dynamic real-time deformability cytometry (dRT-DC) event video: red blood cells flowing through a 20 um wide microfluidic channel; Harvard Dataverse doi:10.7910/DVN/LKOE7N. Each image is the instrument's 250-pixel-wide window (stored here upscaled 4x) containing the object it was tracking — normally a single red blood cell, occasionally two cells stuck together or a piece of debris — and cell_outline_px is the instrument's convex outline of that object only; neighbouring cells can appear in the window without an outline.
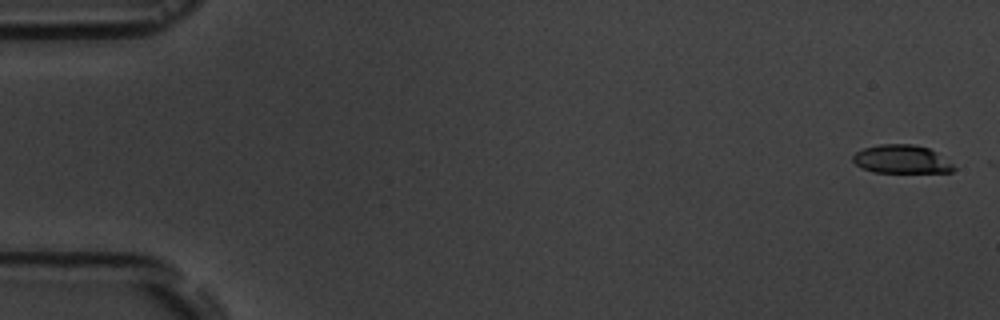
{"species": "common noctule bat (a hibernating species)", "species_latin": "Nyctalus noctula", "temperature_condition": "room temperature", "stored_images_in_passage": 5, "camera_frame_rate_fps": 3000, "um_per_image_px": 0.085, "animal": {"sex": "male", "body_mass_g": 19.5, "forearm_length_mm": 54.6}, "frame": {"image": 1, "passage_image": 1, "time_ms": 0.0, "image_size_px": [1000, 320], "cell_outline_px": [[956, 168], [952, 172], [872, 172], [856, 164], [852, 160], [852, 156], [856, 152], [864, 148], [880, 144], [912, 144], [928, 148], [936, 152], [952, 164]], "centroid_in_image_um": [76.62, 13.53], "position_along_channel_um": 8.4, "area_um2": 16.53}}
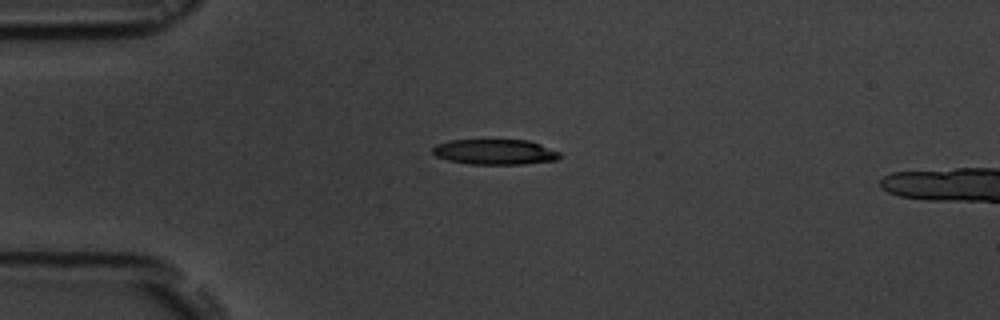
{"frame": {"image": 2, "passage_image": 4, "time_ms": 4.333, "image_size_px": [1000, 320], "cell_outline_px": [[560, 156], [556, 160], [520, 164], [472, 164], [448, 160], [436, 156], [432, 152], [432, 148], [436, 144], [448, 140], [528, 140], [540, 144], [560, 152]], "centroid_in_image_um": [42.04, 12.9], "position_along_channel_um": 43.0, "area_um2": 18.67}}